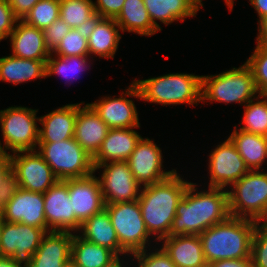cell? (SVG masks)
I'll return each instance as SVG.
<instances>
[{
  "label": "cell",
  "instance_id": "obj_1",
  "mask_svg": "<svg viewBox=\"0 0 267 267\" xmlns=\"http://www.w3.org/2000/svg\"><path fill=\"white\" fill-rule=\"evenodd\" d=\"M196 186L190 182L178 202L168 236L200 235L231 216L227 189L208 187L207 191H198Z\"/></svg>",
  "mask_w": 267,
  "mask_h": 267
},
{
  "label": "cell",
  "instance_id": "obj_2",
  "mask_svg": "<svg viewBox=\"0 0 267 267\" xmlns=\"http://www.w3.org/2000/svg\"><path fill=\"white\" fill-rule=\"evenodd\" d=\"M177 171L167 179L141 188L138 198L142 218L151 238L168 237L178 202L189 185Z\"/></svg>",
  "mask_w": 267,
  "mask_h": 267
},
{
  "label": "cell",
  "instance_id": "obj_3",
  "mask_svg": "<svg viewBox=\"0 0 267 267\" xmlns=\"http://www.w3.org/2000/svg\"><path fill=\"white\" fill-rule=\"evenodd\" d=\"M256 225L255 220L230 216L203 231L199 237L206 261L250 258Z\"/></svg>",
  "mask_w": 267,
  "mask_h": 267
},
{
  "label": "cell",
  "instance_id": "obj_4",
  "mask_svg": "<svg viewBox=\"0 0 267 267\" xmlns=\"http://www.w3.org/2000/svg\"><path fill=\"white\" fill-rule=\"evenodd\" d=\"M201 78L193 73H170L133 82L138 87L140 100L163 106H193L201 102Z\"/></svg>",
  "mask_w": 267,
  "mask_h": 267
},
{
  "label": "cell",
  "instance_id": "obj_5",
  "mask_svg": "<svg viewBox=\"0 0 267 267\" xmlns=\"http://www.w3.org/2000/svg\"><path fill=\"white\" fill-rule=\"evenodd\" d=\"M201 102L239 103L244 106L255 99L259 92L249 66L223 71L215 75H201Z\"/></svg>",
  "mask_w": 267,
  "mask_h": 267
},
{
  "label": "cell",
  "instance_id": "obj_6",
  "mask_svg": "<svg viewBox=\"0 0 267 267\" xmlns=\"http://www.w3.org/2000/svg\"><path fill=\"white\" fill-rule=\"evenodd\" d=\"M229 189L232 217L267 221V170H250Z\"/></svg>",
  "mask_w": 267,
  "mask_h": 267
},
{
  "label": "cell",
  "instance_id": "obj_7",
  "mask_svg": "<svg viewBox=\"0 0 267 267\" xmlns=\"http://www.w3.org/2000/svg\"><path fill=\"white\" fill-rule=\"evenodd\" d=\"M38 153L58 180L82 178L94 172L93 157L74 139L38 142Z\"/></svg>",
  "mask_w": 267,
  "mask_h": 267
},
{
  "label": "cell",
  "instance_id": "obj_8",
  "mask_svg": "<svg viewBox=\"0 0 267 267\" xmlns=\"http://www.w3.org/2000/svg\"><path fill=\"white\" fill-rule=\"evenodd\" d=\"M37 111L38 109L24 106H12L0 110L1 136L4 139V146L0 140L1 152L36 151L39 139Z\"/></svg>",
  "mask_w": 267,
  "mask_h": 267
},
{
  "label": "cell",
  "instance_id": "obj_9",
  "mask_svg": "<svg viewBox=\"0 0 267 267\" xmlns=\"http://www.w3.org/2000/svg\"><path fill=\"white\" fill-rule=\"evenodd\" d=\"M105 209L110 215L120 246L129 255L150 246V234L142 218L138 200L105 204Z\"/></svg>",
  "mask_w": 267,
  "mask_h": 267
},
{
  "label": "cell",
  "instance_id": "obj_10",
  "mask_svg": "<svg viewBox=\"0 0 267 267\" xmlns=\"http://www.w3.org/2000/svg\"><path fill=\"white\" fill-rule=\"evenodd\" d=\"M12 185L36 193H45L58 179L38 151L10 154Z\"/></svg>",
  "mask_w": 267,
  "mask_h": 267
},
{
  "label": "cell",
  "instance_id": "obj_11",
  "mask_svg": "<svg viewBox=\"0 0 267 267\" xmlns=\"http://www.w3.org/2000/svg\"><path fill=\"white\" fill-rule=\"evenodd\" d=\"M1 220L42 228L47 232L44 213V194L10 186L0 203Z\"/></svg>",
  "mask_w": 267,
  "mask_h": 267
},
{
  "label": "cell",
  "instance_id": "obj_12",
  "mask_svg": "<svg viewBox=\"0 0 267 267\" xmlns=\"http://www.w3.org/2000/svg\"><path fill=\"white\" fill-rule=\"evenodd\" d=\"M45 234L42 228L1 220L0 256L10 257L18 265L29 267Z\"/></svg>",
  "mask_w": 267,
  "mask_h": 267
},
{
  "label": "cell",
  "instance_id": "obj_13",
  "mask_svg": "<svg viewBox=\"0 0 267 267\" xmlns=\"http://www.w3.org/2000/svg\"><path fill=\"white\" fill-rule=\"evenodd\" d=\"M103 168L97 177L105 204H115L138 200L142 186L130 171L127 161L106 162L94 168V172Z\"/></svg>",
  "mask_w": 267,
  "mask_h": 267
},
{
  "label": "cell",
  "instance_id": "obj_14",
  "mask_svg": "<svg viewBox=\"0 0 267 267\" xmlns=\"http://www.w3.org/2000/svg\"><path fill=\"white\" fill-rule=\"evenodd\" d=\"M209 184L208 187L221 189L230 188L250 170L238 153L235 145L227 138L218 144L209 155Z\"/></svg>",
  "mask_w": 267,
  "mask_h": 267
},
{
  "label": "cell",
  "instance_id": "obj_15",
  "mask_svg": "<svg viewBox=\"0 0 267 267\" xmlns=\"http://www.w3.org/2000/svg\"><path fill=\"white\" fill-rule=\"evenodd\" d=\"M121 95L119 98L104 96L101 97V100L99 98V100L88 104L110 129L140 127L137 108L132 99L126 98L135 97L141 99L138 87L132 82L130 87L128 86Z\"/></svg>",
  "mask_w": 267,
  "mask_h": 267
},
{
  "label": "cell",
  "instance_id": "obj_16",
  "mask_svg": "<svg viewBox=\"0 0 267 267\" xmlns=\"http://www.w3.org/2000/svg\"><path fill=\"white\" fill-rule=\"evenodd\" d=\"M127 162L142 187L163 181L176 172V169L163 170L162 150L149 138H140Z\"/></svg>",
  "mask_w": 267,
  "mask_h": 267
},
{
  "label": "cell",
  "instance_id": "obj_17",
  "mask_svg": "<svg viewBox=\"0 0 267 267\" xmlns=\"http://www.w3.org/2000/svg\"><path fill=\"white\" fill-rule=\"evenodd\" d=\"M44 213L47 232L80 230L82 223L75 217L68 195V179L58 180L44 193Z\"/></svg>",
  "mask_w": 267,
  "mask_h": 267
},
{
  "label": "cell",
  "instance_id": "obj_18",
  "mask_svg": "<svg viewBox=\"0 0 267 267\" xmlns=\"http://www.w3.org/2000/svg\"><path fill=\"white\" fill-rule=\"evenodd\" d=\"M94 174L68 179V195L72 211L81 223L105 208L100 183Z\"/></svg>",
  "mask_w": 267,
  "mask_h": 267
},
{
  "label": "cell",
  "instance_id": "obj_19",
  "mask_svg": "<svg viewBox=\"0 0 267 267\" xmlns=\"http://www.w3.org/2000/svg\"><path fill=\"white\" fill-rule=\"evenodd\" d=\"M83 104L84 102L78 103L74 139L89 155L94 157L100 150L110 128L88 103L81 107Z\"/></svg>",
  "mask_w": 267,
  "mask_h": 267
},
{
  "label": "cell",
  "instance_id": "obj_20",
  "mask_svg": "<svg viewBox=\"0 0 267 267\" xmlns=\"http://www.w3.org/2000/svg\"><path fill=\"white\" fill-rule=\"evenodd\" d=\"M72 240L73 232H46L29 267H65L71 262Z\"/></svg>",
  "mask_w": 267,
  "mask_h": 267
},
{
  "label": "cell",
  "instance_id": "obj_21",
  "mask_svg": "<svg viewBox=\"0 0 267 267\" xmlns=\"http://www.w3.org/2000/svg\"><path fill=\"white\" fill-rule=\"evenodd\" d=\"M139 127L125 129H109L100 150L93 157V166L112 161H127L142 137L137 131Z\"/></svg>",
  "mask_w": 267,
  "mask_h": 267
},
{
  "label": "cell",
  "instance_id": "obj_22",
  "mask_svg": "<svg viewBox=\"0 0 267 267\" xmlns=\"http://www.w3.org/2000/svg\"><path fill=\"white\" fill-rule=\"evenodd\" d=\"M12 55L19 58L47 61L50 51L47 49L43 30L18 20L10 36Z\"/></svg>",
  "mask_w": 267,
  "mask_h": 267
},
{
  "label": "cell",
  "instance_id": "obj_23",
  "mask_svg": "<svg viewBox=\"0 0 267 267\" xmlns=\"http://www.w3.org/2000/svg\"><path fill=\"white\" fill-rule=\"evenodd\" d=\"M78 103L67 104L39 117L38 142H58L74 138Z\"/></svg>",
  "mask_w": 267,
  "mask_h": 267
},
{
  "label": "cell",
  "instance_id": "obj_24",
  "mask_svg": "<svg viewBox=\"0 0 267 267\" xmlns=\"http://www.w3.org/2000/svg\"><path fill=\"white\" fill-rule=\"evenodd\" d=\"M121 31L115 18L97 17L86 30L88 39V56L114 58L121 39Z\"/></svg>",
  "mask_w": 267,
  "mask_h": 267
},
{
  "label": "cell",
  "instance_id": "obj_25",
  "mask_svg": "<svg viewBox=\"0 0 267 267\" xmlns=\"http://www.w3.org/2000/svg\"><path fill=\"white\" fill-rule=\"evenodd\" d=\"M79 235L102 247H106L113 251L121 260L129 254L120 246L116 231L112 225L111 218L107 210L104 208L101 212L94 214L86 219L78 231ZM122 254V255H121Z\"/></svg>",
  "mask_w": 267,
  "mask_h": 267
},
{
  "label": "cell",
  "instance_id": "obj_26",
  "mask_svg": "<svg viewBox=\"0 0 267 267\" xmlns=\"http://www.w3.org/2000/svg\"><path fill=\"white\" fill-rule=\"evenodd\" d=\"M176 267H196L206 263L199 235L168 236L160 241Z\"/></svg>",
  "mask_w": 267,
  "mask_h": 267
},
{
  "label": "cell",
  "instance_id": "obj_27",
  "mask_svg": "<svg viewBox=\"0 0 267 267\" xmlns=\"http://www.w3.org/2000/svg\"><path fill=\"white\" fill-rule=\"evenodd\" d=\"M152 24L161 31L157 20L169 25L187 17H195L201 9L194 0H143Z\"/></svg>",
  "mask_w": 267,
  "mask_h": 267
},
{
  "label": "cell",
  "instance_id": "obj_28",
  "mask_svg": "<svg viewBox=\"0 0 267 267\" xmlns=\"http://www.w3.org/2000/svg\"><path fill=\"white\" fill-rule=\"evenodd\" d=\"M120 258L111 250L73 233L71 262L76 267H111Z\"/></svg>",
  "mask_w": 267,
  "mask_h": 267
},
{
  "label": "cell",
  "instance_id": "obj_29",
  "mask_svg": "<svg viewBox=\"0 0 267 267\" xmlns=\"http://www.w3.org/2000/svg\"><path fill=\"white\" fill-rule=\"evenodd\" d=\"M46 62L15 57L12 54L0 58V81L15 86L34 79L46 78Z\"/></svg>",
  "mask_w": 267,
  "mask_h": 267
},
{
  "label": "cell",
  "instance_id": "obj_30",
  "mask_svg": "<svg viewBox=\"0 0 267 267\" xmlns=\"http://www.w3.org/2000/svg\"><path fill=\"white\" fill-rule=\"evenodd\" d=\"M228 138L235 145L238 153L249 170H264L267 159V138L264 135L235 128Z\"/></svg>",
  "mask_w": 267,
  "mask_h": 267
},
{
  "label": "cell",
  "instance_id": "obj_31",
  "mask_svg": "<svg viewBox=\"0 0 267 267\" xmlns=\"http://www.w3.org/2000/svg\"><path fill=\"white\" fill-rule=\"evenodd\" d=\"M121 31L134 32L140 36H152L159 30L152 24L143 0H125L115 18Z\"/></svg>",
  "mask_w": 267,
  "mask_h": 267
},
{
  "label": "cell",
  "instance_id": "obj_32",
  "mask_svg": "<svg viewBox=\"0 0 267 267\" xmlns=\"http://www.w3.org/2000/svg\"><path fill=\"white\" fill-rule=\"evenodd\" d=\"M92 0H60V18L72 29L87 30L97 18Z\"/></svg>",
  "mask_w": 267,
  "mask_h": 267
},
{
  "label": "cell",
  "instance_id": "obj_33",
  "mask_svg": "<svg viewBox=\"0 0 267 267\" xmlns=\"http://www.w3.org/2000/svg\"><path fill=\"white\" fill-rule=\"evenodd\" d=\"M53 56L51 53L46 62V77L62 75L66 83L79 78L81 72L86 71L87 67L90 66V57L88 56L63 57L55 55V58Z\"/></svg>",
  "mask_w": 267,
  "mask_h": 267
},
{
  "label": "cell",
  "instance_id": "obj_34",
  "mask_svg": "<svg viewBox=\"0 0 267 267\" xmlns=\"http://www.w3.org/2000/svg\"><path fill=\"white\" fill-rule=\"evenodd\" d=\"M263 98V99H260ZM255 100V101H254ZM243 123L239 129L260 134L267 135V96L257 95V97L249 101L244 106V113L242 121Z\"/></svg>",
  "mask_w": 267,
  "mask_h": 267
},
{
  "label": "cell",
  "instance_id": "obj_35",
  "mask_svg": "<svg viewBox=\"0 0 267 267\" xmlns=\"http://www.w3.org/2000/svg\"><path fill=\"white\" fill-rule=\"evenodd\" d=\"M59 10L60 0H39L22 21L44 30L58 19Z\"/></svg>",
  "mask_w": 267,
  "mask_h": 267
},
{
  "label": "cell",
  "instance_id": "obj_36",
  "mask_svg": "<svg viewBox=\"0 0 267 267\" xmlns=\"http://www.w3.org/2000/svg\"><path fill=\"white\" fill-rule=\"evenodd\" d=\"M256 48L245 62L251 69L256 88L260 95L267 94V45L256 37Z\"/></svg>",
  "mask_w": 267,
  "mask_h": 267
},
{
  "label": "cell",
  "instance_id": "obj_37",
  "mask_svg": "<svg viewBox=\"0 0 267 267\" xmlns=\"http://www.w3.org/2000/svg\"><path fill=\"white\" fill-rule=\"evenodd\" d=\"M52 53H54L53 55L63 57L88 56L86 30L79 28L71 29Z\"/></svg>",
  "mask_w": 267,
  "mask_h": 267
},
{
  "label": "cell",
  "instance_id": "obj_38",
  "mask_svg": "<svg viewBox=\"0 0 267 267\" xmlns=\"http://www.w3.org/2000/svg\"><path fill=\"white\" fill-rule=\"evenodd\" d=\"M252 267H267V221L257 222L251 242Z\"/></svg>",
  "mask_w": 267,
  "mask_h": 267
},
{
  "label": "cell",
  "instance_id": "obj_39",
  "mask_svg": "<svg viewBox=\"0 0 267 267\" xmlns=\"http://www.w3.org/2000/svg\"><path fill=\"white\" fill-rule=\"evenodd\" d=\"M141 250L133 253L129 257H134L132 260L136 259L138 265H134L137 267H176L173 263L169 255L165 252V250L161 248H156L154 250ZM147 251H150L147 252ZM153 251V252H152Z\"/></svg>",
  "mask_w": 267,
  "mask_h": 267
},
{
  "label": "cell",
  "instance_id": "obj_40",
  "mask_svg": "<svg viewBox=\"0 0 267 267\" xmlns=\"http://www.w3.org/2000/svg\"><path fill=\"white\" fill-rule=\"evenodd\" d=\"M71 29L59 16L56 21L43 30L44 42L50 53L57 48L61 40Z\"/></svg>",
  "mask_w": 267,
  "mask_h": 267
},
{
  "label": "cell",
  "instance_id": "obj_41",
  "mask_svg": "<svg viewBox=\"0 0 267 267\" xmlns=\"http://www.w3.org/2000/svg\"><path fill=\"white\" fill-rule=\"evenodd\" d=\"M17 21L8 0H0V42L8 39Z\"/></svg>",
  "mask_w": 267,
  "mask_h": 267
},
{
  "label": "cell",
  "instance_id": "obj_42",
  "mask_svg": "<svg viewBox=\"0 0 267 267\" xmlns=\"http://www.w3.org/2000/svg\"><path fill=\"white\" fill-rule=\"evenodd\" d=\"M12 184L10 152L0 151V203Z\"/></svg>",
  "mask_w": 267,
  "mask_h": 267
},
{
  "label": "cell",
  "instance_id": "obj_43",
  "mask_svg": "<svg viewBox=\"0 0 267 267\" xmlns=\"http://www.w3.org/2000/svg\"><path fill=\"white\" fill-rule=\"evenodd\" d=\"M125 0H96L95 13L100 18H116L123 8Z\"/></svg>",
  "mask_w": 267,
  "mask_h": 267
},
{
  "label": "cell",
  "instance_id": "obj_44",
  "mask_svg": "<svg viewBox=\"0 0 267 267\" xmlns=\"http://www.w3.org/2000/svg\"><path fill=\"white\" fill-rule=\"evenodd\" d=\"M39 0H8L15 17L23 20Z\"/></svg>",
  "mask_w": 267,
  "mask_h": 267
},
{
  "label": "cell",
  "instance_id": "obj_45",
  "mask_svg": "<svg viewBox=\"0 0 267 267\" xmlns=\"http://www.w3.org/2000/svg\"><path fill=\"white\" fill-rule=\"evenodd\" d=\"M258 14V29L267 22V0H249Z\"/></svg>",
  "mask_w": 267,
  "mask_h": 267
},
{
  "label": "cell",
  "instance_id": "obj_46",
  "mask_svg": "<svg viewBox=\"0 0 267 267\" xmlns=\"http://www.w3.org/2000/svg\"><path fill=\"white\" fill-rule=\"evenodd\" d=\"M211 267H252L251 258L220 260L211 263Z\"/></svg>",
  "mask_w": 267,
  "mask_h": 267
},
{
  "label": "cell",
  "instance_id": "obj_47",
  "mask_svg": "<svg viewBox=\"0 0 267 267\" xmlns=\"http://www.w3.org/2000/svg\"><path fill=\"white\" fill-rule=\"evenodd\" d=\"M262 43L267 45V22L258 29L256 36Z\"/></svg>",
  "mask_w": 267,
  "mask_h": 267
},
{
  "label": "cell",
  "instance_id": "obj_48",
  "mask_svg": "<svg viewBox=\"0 0 267 267\" xmlns=\"http://www.w3.org/2000/svg\"><path fill=\"white\" fill-rule=\"evenodd\" d=\"M0 267H23L15 263L10 257L0 256Z\"/></svg>",
  "mask_w": 267,
  "mask_h": 267
},
{
  "label": "cell",
  "instance_id": "obj_49",
  "mask_svg": "<svg viewBox=\"0 0 267 267\" xmlns=\"http://www.w3.org/2000/svg\"><path fill=\"white\" fill-rule=\"evenodd\" d=\"M194 1L200 8L203 7L202 0H194ZM224 1H225V4L227 5V7L229 8V10L231 11L232 0H224Z\"/></svg>",
  "mask_w": 267,
  "mask_h": 267
},
{
  "label": "cell",
  "instance_id": "obj_50",
  "mask_svg": "<svg viewBox=\"0 0 267 267\" xmlns=\"http://www.w3.org/2000/svg\"><path fill=\"white\" fill-rule=\"evenodd\" d=\"M121 262H122V263H121ZM123 263L125 264V261H124V260L121 261V260L119 259V260H118L115 264H113L111 267H127V265L124 266Z\"/></svg>",
  "mask_w": 267,
  "mask_h": 267
},
{
  "label": "cell",
  "instance_id": "obj_51",
  "mask_svg": "<svg viewBox=\"0 0 267 267\" xmlns=\"http://www.w3.org/2000/svg\"><path fill=\"white\" fill-rule=\"evenodd\" d=\"M196 267H211V263H209V262H206V263H204V264H201V265H199V266H196Z\"/></svg>",
  "mask_w": 267,
  "mask_h": 267
},
{
  "label": "cell",
  "instance_id": "obj_52",
  "mask_svg": "<svg viewBox=\"0 0 267 267\" xmlns=\"http://www.w3.org/2000/svg\"><path fill=\"white\" fill-rule=\"evenodd\" d=\"M65 267H76V266L72 262H70Z\"/></svg>",
  "mask_w": 267,
  "mask_h": 267
},
{
  "label": "cell",
  "instance_id": "obj_53",
  "mask_svg": "<svg viewBox=\"0 0 267 267\" xmlns=\"http://www.w3.org/2000/svg\"><path fill=\"white\" fill-rule=\"evenodd\" d=\"M233 6H234V0H232V8H231V11H232V9H233Z\"/></svg>",
  "mask_w": 267,
  "mask_h": 267
}]
</instances>
